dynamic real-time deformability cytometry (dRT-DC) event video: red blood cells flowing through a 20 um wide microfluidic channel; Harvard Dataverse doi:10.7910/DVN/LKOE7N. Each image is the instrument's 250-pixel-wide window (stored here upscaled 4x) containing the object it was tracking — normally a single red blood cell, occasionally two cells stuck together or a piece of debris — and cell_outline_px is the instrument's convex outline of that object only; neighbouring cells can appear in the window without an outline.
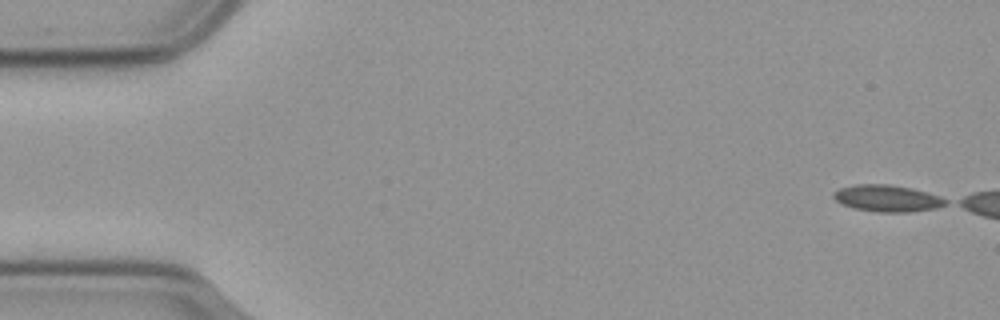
{"species": "common noctule bat (a hibernating species)", "species_latin": "Nyctalus noctula", "temperature_condition": "cold", "stored_images_in_passage": 1, "camera_frame_rate_fps": 3000, "um_per_image_px": 0.085, "animal": {"sex": "male", "body_mass_g": 23.1, "forearm_length_mm": 52.7}, "frame": {"image": 1, "passage_image": 1, "time_ms": 0.0, "image_size_px": [1000, 320], "cell_outline_px": [[948, 204], [936, 208], [908, 212], [876, 212], [852, 208], [840, 204], [832, 196], [832, 192], [840, 188], [856, 184], [888, 184], [912, 188], [928, 192], [940, 196], [948, 200]], "centroid_in_image_um": [75.41, 16.86], "position_along_channel_um": 9.6, "area_um2": 17.69}}